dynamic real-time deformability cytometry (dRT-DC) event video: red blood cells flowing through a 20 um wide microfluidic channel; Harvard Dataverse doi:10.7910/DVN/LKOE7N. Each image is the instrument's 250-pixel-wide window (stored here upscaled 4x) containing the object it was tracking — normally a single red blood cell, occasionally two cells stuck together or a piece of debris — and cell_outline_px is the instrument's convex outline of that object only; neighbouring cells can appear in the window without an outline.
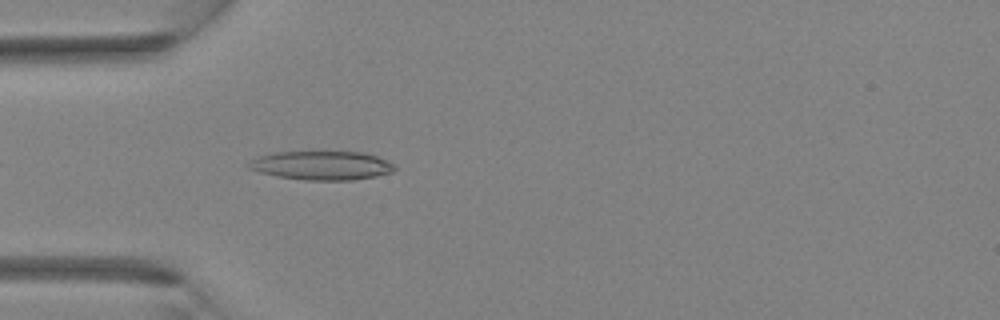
{"species": "Egyptian fruit bat (a non-hibernating species)", "species_latin": "Rousettus aegyptiacus", "temperature_condition": "room temperature", "stored_images_in_passage": 2, "camera_frame_rate_fps": 3000, "um_per_image_px": 0.085, "animal": {"sex": "female"}, "frame": {"image": 1, "passage_image": 2, "time_ms": 0.333, "image_size_px": [1000, 320], "cell_outline_px": [[396, 168], [392, 172], [376, 176], [352, 180], [304, 180], [276, 176], [260, 172], [248, 168], [248, 164], [256, 156], [272, 152], [360, 152], [376, 156], [392, 164]], "centroid_in_image_um": [27.3, 14.07], "position_along_channel_um": 57.7, "area_um2": 24.39}}